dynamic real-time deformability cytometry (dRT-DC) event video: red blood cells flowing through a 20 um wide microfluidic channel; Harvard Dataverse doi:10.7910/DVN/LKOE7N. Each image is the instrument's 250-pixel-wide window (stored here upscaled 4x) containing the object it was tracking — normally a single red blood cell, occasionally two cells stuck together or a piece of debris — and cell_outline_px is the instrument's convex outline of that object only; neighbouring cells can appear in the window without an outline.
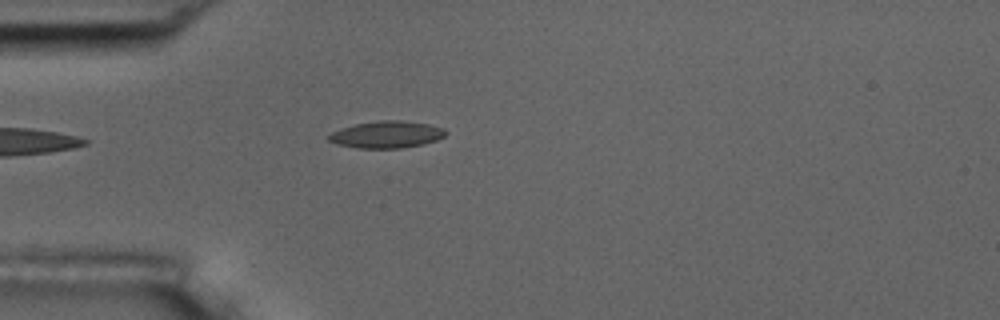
{"species": "common noctule bat (a hibernating species)", "species_latin": "Nyctalus noctula", "temperature_condition": "room temperature", "stored_images_in_passage": 36, "camera_frame_rate_fps": 3000, "um_per_image_px": 0.085, "animal": {"sex": "male", "body_mass_g": 17.5, "forearm_length_mm": 52.3}, "frame": {"image": 1, "passage_image": 4, "time_ms": 1.0, "image_size_px": [1000, 320], "cell_outline_px": [[448, 132], [444, 136], [436, 140], [424, 144], [400, 148], [360, 148], [336, 144], [328, 140], [328, 136], [332, 132], [340, 128], [356, 124], [380, 120], [400, 120], [428, 124], [444, 128]], "centroid_in_image_um": [32.87, 11.43], "position_along_channel_um": 52.1, "area_um2": 18.32}}
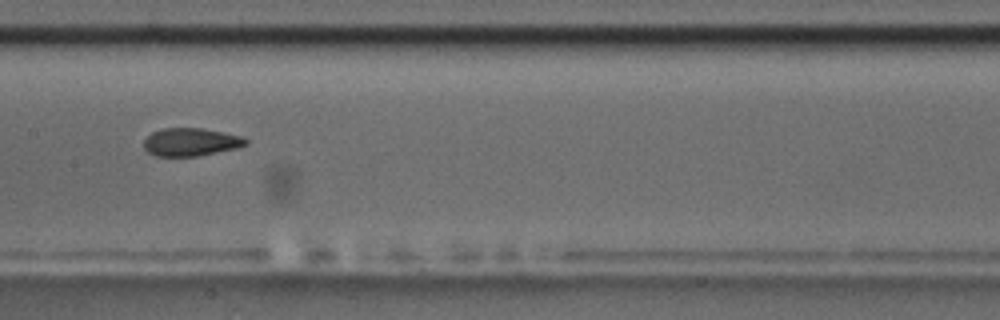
{"frame": {"image": 2, "passage_image": 16, "time_ms": 5.0, "image_size_px": [1000, 320], "cell_outline_px": [[248, 144], [236, 148], [196, 156], [156, 156], [148, 152], [144, 148], [144, 140], [152, 132], [164, 128], [200, 128], [224, 132], [240, 136], [248, 140]], "centroid_in_image_um": [16.21, 12.07], "position_along_channel_um": 191.2, "area_um2": 16.47}}
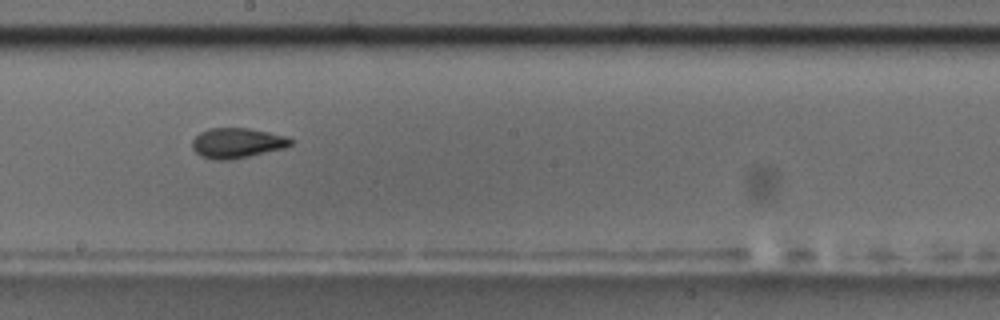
{"frame": {"image": 3, "passage_image": 19, "time_ms": 6.0, "image_size_px": [1000, 320], "cell_outline_px": [[292, 144], [284, 148], [232, 160], [212, 160], [200, 156], [192, 148], [192, 140], [200, 132], [208, 128], [248, 128], [268, 132], [284, 136], [292, 140]], "centroid_in_image_um": [20.1, 12.16], "position_along_channel_um": 228.1, "area_um2": 17.28}, "authors_computed_cell_mechanics": {"area_um2": 17.1088, "velocity_mm_per_s": 3.6986, "shape_relaxation_time_tau1_ms": 5.9085, "shape_relaxation_time_tau2_ms": 1.7193, "deformation_change_tau1": 0.1514, "deformation_change_tau2": 0.0741}}